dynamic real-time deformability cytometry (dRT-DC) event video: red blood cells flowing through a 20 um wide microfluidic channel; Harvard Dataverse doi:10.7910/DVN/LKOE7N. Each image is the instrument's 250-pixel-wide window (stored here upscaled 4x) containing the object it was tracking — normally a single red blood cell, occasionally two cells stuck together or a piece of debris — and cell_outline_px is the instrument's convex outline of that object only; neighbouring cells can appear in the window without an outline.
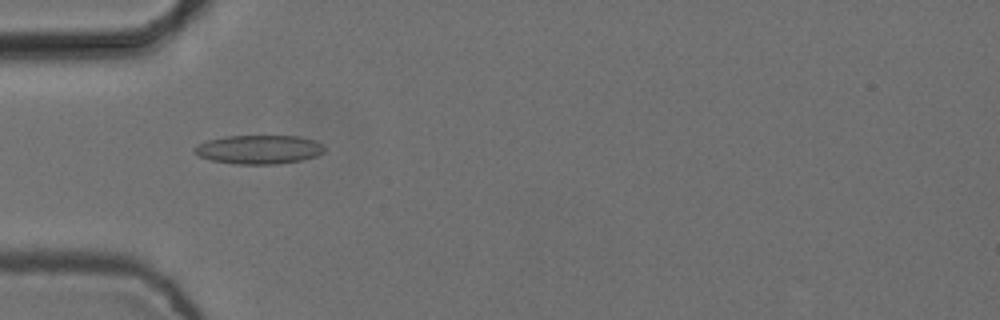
{"species": "common noctule bat (a hibernating species)", "species_latin": "Nyctalus noctula", "temperature_condition": "cold", "stored_images_in_passage": 5, "camera_frame_rate_fps": 3000, "um_per_image_px": 0.085, "animal": {"sex": "female", "body_mass_g": 24.6, "forearm_length_mm": 56.2}, "frame": {"image": 1, "passage_image": 5, "time_ms": 1.333, "image_size_px": [1000, 320], "cell_outline_px": [[324, 152], [316, 156], [300, 160], [276, 164], [236, 164], [212, 160], [200, 156], [192, 152], [192, 148], [208, 140], [224, 136], [300, 136], [316, 140], [324, 148]], "centroid_in_image_um": [22.0, 12.7], "position_along_channel_um": 63.0, "area_um2": 21.79}}